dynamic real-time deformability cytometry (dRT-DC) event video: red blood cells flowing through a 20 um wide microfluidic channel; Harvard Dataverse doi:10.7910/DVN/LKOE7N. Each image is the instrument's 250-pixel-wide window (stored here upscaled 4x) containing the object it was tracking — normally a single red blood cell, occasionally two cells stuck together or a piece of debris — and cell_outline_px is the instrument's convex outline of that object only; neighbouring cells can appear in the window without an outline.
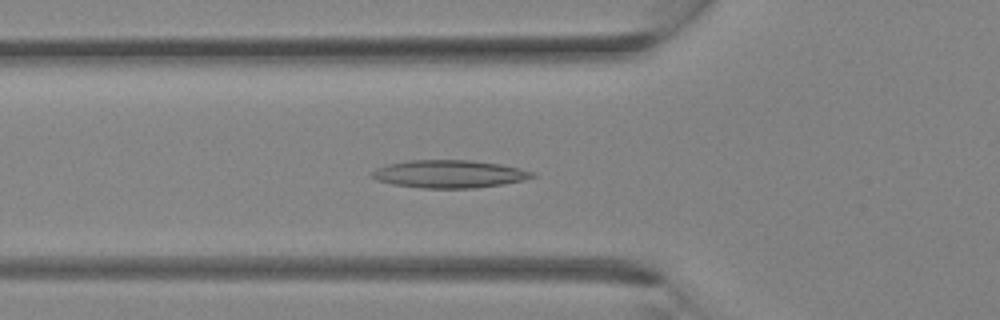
{"species": "Egyptian fruit bat (a non-hibernating species)", "species_latin": "Rousettus aegyptiacus", "temperature_condition": "room temperature", "stored_images_in_passage": 33, "camera_frame_rate_fps": 3000, "um_per_image_px": 0.085, "animal": {"sex": "female"}, "frame": {"image": 1, "passage_image": 11, "time_ms": 3.333, "image_size_px": [1000, 320], "cell_outline_px": [[536, 176], [524, 180], [500, 184], [472, 188], [420, 188], [392, 184], [376, 180], [372, 176], [372, 172], [376, 168], [388, 164], [408, 160], [472, 160], [500, 164], [520, 168], [536, 172]], "centroid_in_image_um": [38.19, 14.78], "position_along_channel_um": 87.6, "area_um2": 25.95}}
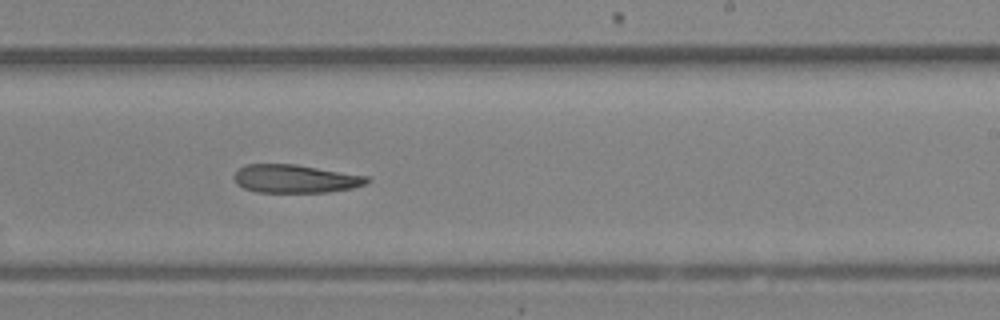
{"frame": {"image": 2, "passage_image": 20, "time_ms": 6.333, "image_size_px": [1000, 320], "cell_outline_px": [[372, 180], [364, 184], [352, 188], [328, 192], [256, 192], [244, 188], [236, 184], [232, 176], [244, 164], [296, 164], [368, 176]], "centroid_in_image_um": [25.08, 15.19], "position_along_channel_um": 263.9, "area_um2": 21.96}}
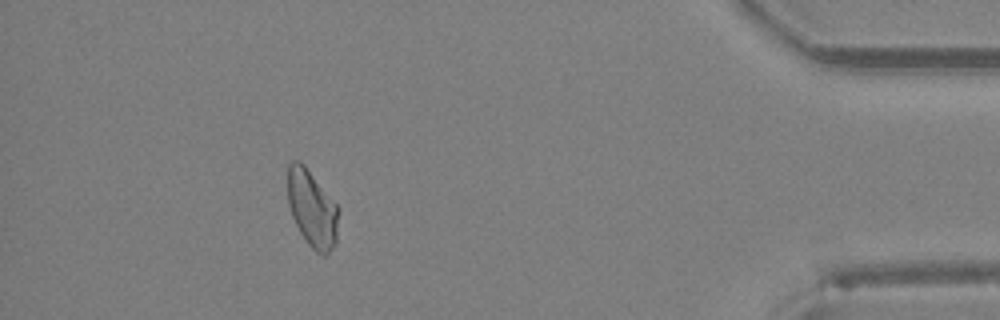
{"frame": {"image": 3, "passage_image": 30, "time_ms": 9.667, "image_size_px": [1000, 320], "cell_outline_px": [[340, 208], [336, 244], [324, 256], [316, 252], [308, 244], [300, 232], [292, 216], [288, 204], [288, 164], [292, 160], [300, 160], [304, 164]], "centroid_in_image_um": [26.54, 17.73], "position_along_channel_um": 408.7, "area_um2": 23.0}}